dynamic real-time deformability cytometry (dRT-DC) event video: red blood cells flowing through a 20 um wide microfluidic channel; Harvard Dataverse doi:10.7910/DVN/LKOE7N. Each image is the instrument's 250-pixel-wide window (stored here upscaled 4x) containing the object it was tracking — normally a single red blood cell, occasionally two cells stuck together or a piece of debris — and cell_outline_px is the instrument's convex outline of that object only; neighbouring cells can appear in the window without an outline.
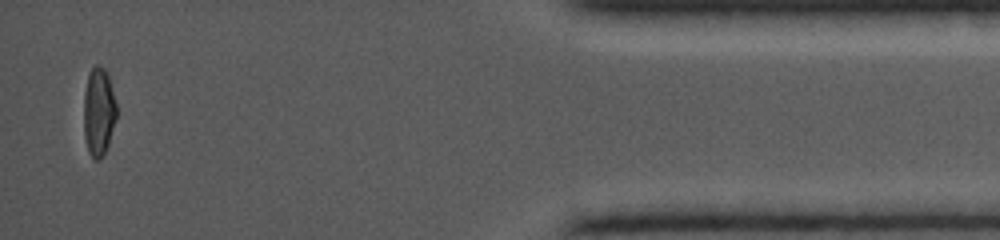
{"species": "common noctule bat (a hibernating species)", "species_latin": "Nyctalus noctula", "temperature_condition": "cold", "stored_images_in_passage": 24, "camera_frame_rate_fps": 5000, "um_per_image_px": 0.085, "animal": {"sex": "female", "body_mass_g": 19.0, "forearm_length_mm": 56.7}, "frame": {"image": 1, "passage_image": 24, "time_ms": 13.4, "image_size_px": [1000, 240], "cell_outline_px": [[116, 120], [108, 144], [100, 160], [96, 160], [88, 152], [84, 136], [84, 92], [88, 76], [92, 68], [96, 64], [104, 68], [108, 76], [116, 104]], "centroid_in_image_um": [8.38, 9.51], "position_along_channel_um": 426.8, "area_um2": 16.7}}